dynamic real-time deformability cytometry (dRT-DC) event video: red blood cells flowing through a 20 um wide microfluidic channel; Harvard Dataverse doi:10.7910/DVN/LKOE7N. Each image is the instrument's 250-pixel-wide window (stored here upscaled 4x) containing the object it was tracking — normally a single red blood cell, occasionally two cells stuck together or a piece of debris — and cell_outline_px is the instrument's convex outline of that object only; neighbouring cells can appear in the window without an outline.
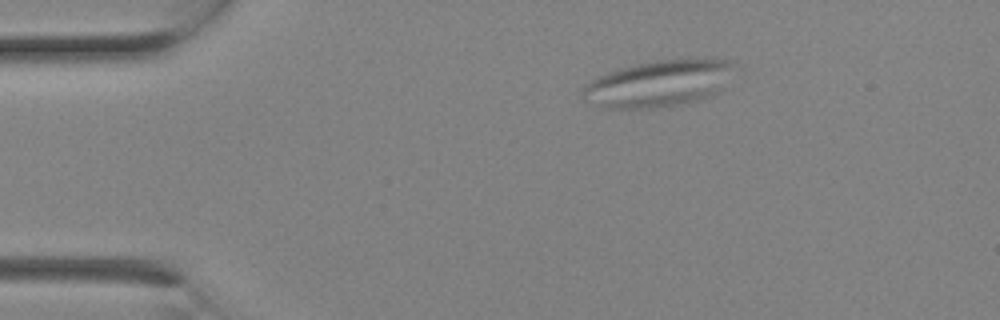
{"species": "Egyptian fruit bat (a non-hibernating species)", "species_latin": "Rousettus aegyptiacus", "temperature_condition": "room temperature", "stored_images_in_passage": 4, "camera_frame_rate_fps": 3000, "um_per_image_px": 0.085, "animal": {"sex": "female"}, "frame": {"image": 1, "passage_image": 4, "time_ms": 1.0, "image_size_px": [1000, 320], "cell_outline_px": [[732, 64], [724, 88], [720, 92], [712, 96], [688, 104], [652, 108], [604, 108], [584, 100], [580, 96], [580, 92], [584, 84], [608, 72], [632, 64], [656, 60], [696, 56], [732, 60]], "centroid_in_image_um": [56.0, 7.08], "position_along_channel_um": 29.0, "area_um2": 42.19}}